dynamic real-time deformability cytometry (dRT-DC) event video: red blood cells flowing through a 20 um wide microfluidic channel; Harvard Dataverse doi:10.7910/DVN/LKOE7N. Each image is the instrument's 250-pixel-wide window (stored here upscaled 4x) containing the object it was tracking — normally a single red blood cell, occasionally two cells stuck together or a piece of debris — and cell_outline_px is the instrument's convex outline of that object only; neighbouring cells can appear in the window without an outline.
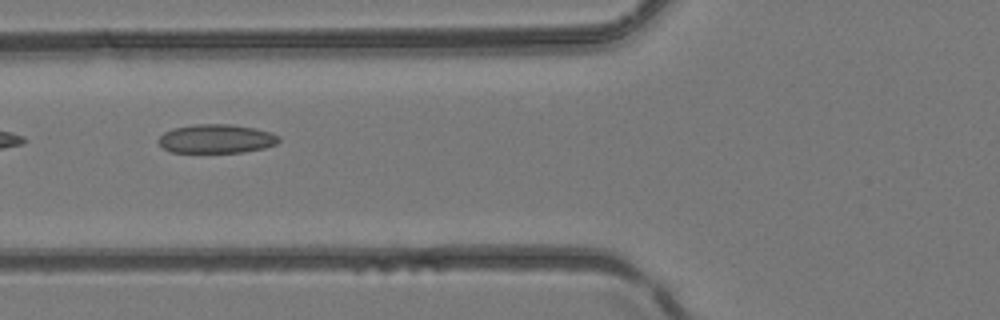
{"species": "common noctule bat (a hibernating species)", "species_latin": "Nyctalus noctula", "temperature_condition": "room temperature", "stored_images_in_passage": 4, "camera_frame_rate_fps": 3000, "um_per_image_px": 0.085, "animal": {"sex": "female", "body_mass_g": 24.6, "forearm_length_mm": 56.2}, "frame": {"image": 1, "passage_image": 4, "time_ms": 1.0, "image_size_px": [1000, 320], "cell_outline_px": [[280, 140], [276, 144], [264, 148], [244, 152], [172, 152], [164, 148], [156, 140], [164, 132], [172, 128], [196, 124], [228, 124], [256, 128], [272, 132], [280, 136]], "centroid_in_image_um": [18.41, 11.79], "position_along_channel_um": 107.4, "area_um2": 20.35}}